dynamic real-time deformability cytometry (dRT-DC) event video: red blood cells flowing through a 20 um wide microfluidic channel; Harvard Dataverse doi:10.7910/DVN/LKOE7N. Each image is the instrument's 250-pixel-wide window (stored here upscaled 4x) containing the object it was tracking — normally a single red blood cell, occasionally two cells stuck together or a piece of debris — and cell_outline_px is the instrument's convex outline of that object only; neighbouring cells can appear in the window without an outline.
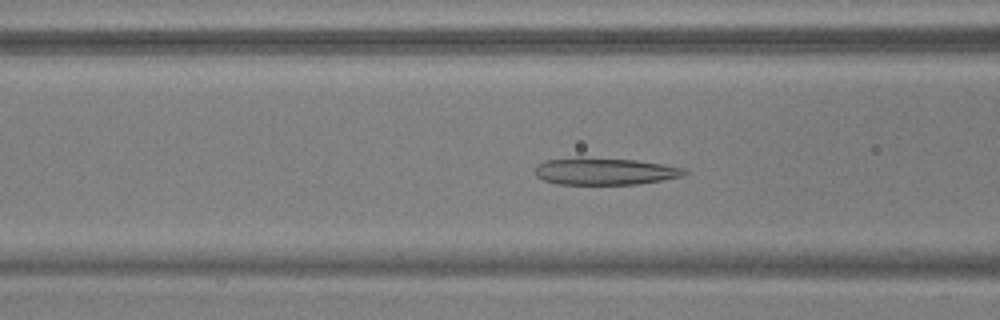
{"species": "common noctule bat (a hibernating species)", "species_latin": "Nyctalus noctula", "temperature_condition": "warm", "stored_images_in_passage": 54, "camera_frame_rate_fps": 3000, "um_per_image_px": 0.085, "animal": {"sex": "male", "body_mass_g": 17.9, "forearm_length_mm": 54.2}, "frame": {"image": 1, "passage_image": 22, "time_ms": 7.0, "image_size_px": [1000, 320], "cell_outline_px": [[688, 172], [684, 176], [636, 184], [556, 184], [544, 180], [536, 176], [536, 168], [540, 164], [548, 160], [580, 156], [636, 160], [684, 168]], "centroid_in_image_um": [51.4, 14.55], "position_along_channel_um": 115.2, "area_um2": 23.47}}
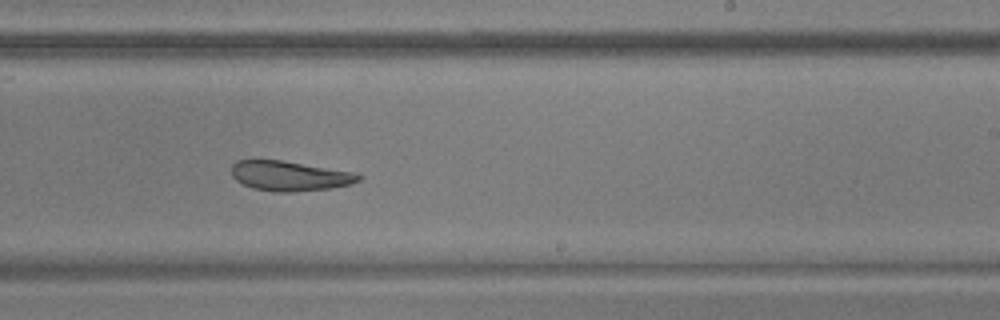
{"frame": {"image": 2, "passage_image": 34, "time_ms": 11.0, "image_size_px": [1000, 320], "cell_outline_px": [[364, 176], [360, 180], [352, 184], [332, 188], [292, 192], [272, 192], [252, 188], [236, 180], [232, 176], [232, 164], [236, 160], [252, 156], [280, 160], [356, 172]], "centroid_in_image_um": [24.58, 14.92], "position_along_channel_um": 264.4, "area_um2": 22.95}}
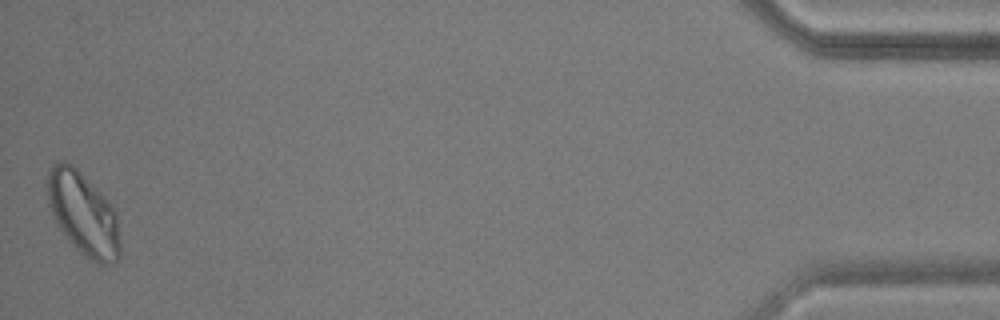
{"frame": {"image": 3, "passage_image": 54, "time_ms": 17.667, "image_size_px": [1000, 320], "cell_outline_px": [[120, 256], [116, 264], [96, 264], [84, 256], [76, 248], [56, 224], [48, 204], [48, 176], [52, 164], [60, 160], [64, 160], [72, 164], [116, 208], [120, 236]], "centroid_in_image_um": [7.11, 18.2], "position_along_channel_um": 428.1, "area_um2": 35.43}}